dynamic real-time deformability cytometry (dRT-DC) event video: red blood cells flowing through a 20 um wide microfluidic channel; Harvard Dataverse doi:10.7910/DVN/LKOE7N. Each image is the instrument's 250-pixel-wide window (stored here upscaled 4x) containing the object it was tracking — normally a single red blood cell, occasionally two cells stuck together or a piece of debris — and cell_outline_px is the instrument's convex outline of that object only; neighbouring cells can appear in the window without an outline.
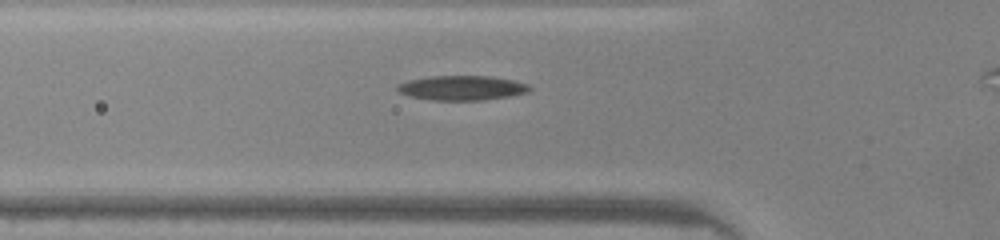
{"species": "common noctule bat (a hibernating species)", "species_latin": "Nyctalus noctula", "temperature_condition": "warm", "stored_images_in_passage": 30, "camera_frame_rate_fps": 3000, "um_per_image_px": 0.085, "animal": {"sex": "male", "body_mass_g": 20.0, "forearm_length_mm": 53.3}, "frame": {"image": 1, "passage_image": 5, "time_ms": 1.333, "image_size_px": [1000, 240], "cell_outline_px": [[532, 88], [528, 92], [508, 96], [484, 100], [432, 100], [412, 96], [400, 92], [396, 88], [396, 84], [408, 80], [432, 76], [488, 76], [512, 80], [528, 84]], "centroid_in_image_um": [39.26, 7.47], "position_along_channel_um": 86.5, "area_um2": 18.79}}
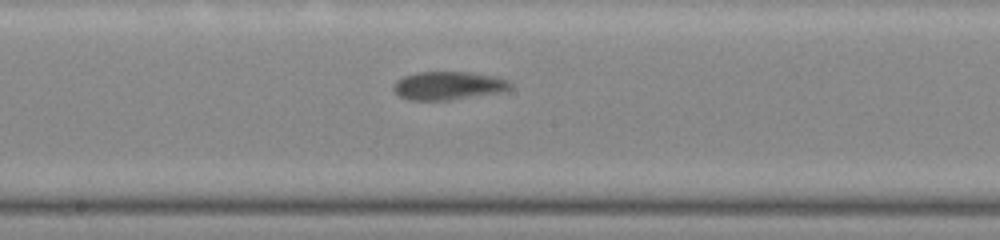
{"frame": {"image": 2, "passage_image": 14, "time_ms": 4.333, "image_size_px": [1000, 240], "cell_outline_px": [[512, 88], [500, 92], [448, 100], [408, 100], [400, 96], [392, 88], [396, 80], [404, 76], [416, 72], [468, 72], [508, 80], [512, 84]], "centroid_in_image_um": [38.06, 7.28], "position_along_channel_um": 210.1, "area_um2": 19.02}}
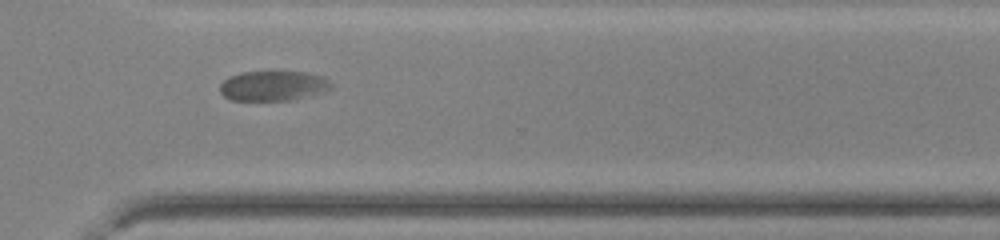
{"frame": {"image": 3, "passage_image": 24, "time_ms": 7.667, "image_size_px": [1000, 240], "cell_outline_px": [[332, 88], [324, 92], [296, 100], [232, 100], [224, 96], [220, 92], [220, 84], [228, 76], [244, 72], [304, 72], [320, 76], [328, 80], [332, 84]], "centroid_in_image_um": [23.23, 7.31], "position_along_channel_um": 347.4, "area_um2": 19.42}, "authors_computed_cell_mechanics": {"area_um2": 18.9873, "velocity_mm_per_s": 4.116, "shape_relaxation_time_tau1_ms": 3.7623, "shape_relaxation_time_tau2_ms": null, "deformation_change_tau1": 0.1144, "deformation_change_tau2": null}}